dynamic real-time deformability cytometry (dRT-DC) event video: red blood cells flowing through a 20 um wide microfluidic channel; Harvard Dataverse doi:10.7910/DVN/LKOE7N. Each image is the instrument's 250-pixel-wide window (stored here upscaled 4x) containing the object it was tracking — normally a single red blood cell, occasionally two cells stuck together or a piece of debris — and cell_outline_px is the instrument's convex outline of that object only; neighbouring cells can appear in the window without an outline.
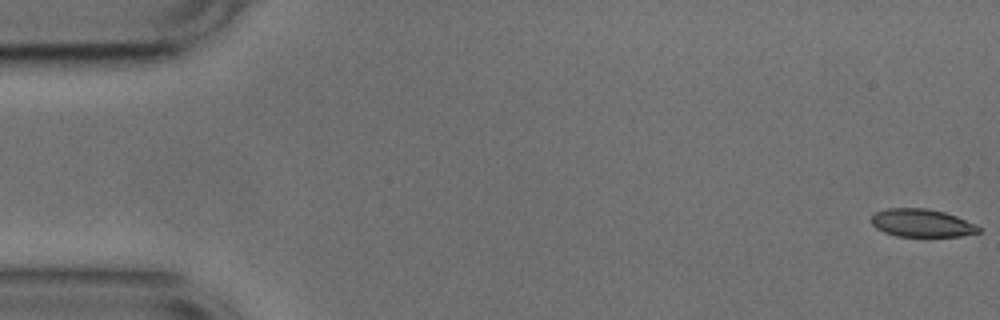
{"species": "common noctule bat (a hibernating species)", "species_latin": "Nyctalus noctula", "temperature_condition": "cold", "stored_images_in_passage": 53, "camera_frame_rate_fps": 3000, "um_per_image_px": 0.085, "animal": {"sex": "male", "body_mass_g": 17.9, "forearm_length_mm": 54.2}, "frame": {"image": 1, "passage_image": 1, "time_ms": 0.0, "image_size_px": [1000, 320], "cell_outline_px": [[980, 232], [960, 236], [896, 236], [884, 232], [876, 228], [872, 224], [872, 216], [876, 212], [888, 208], [924, 208], [944, 212], [956, 216], [976, 224], [980, 228]], "centroid_in_image_um": [78.35, 18.95], "position_along_channel_um": 6.6, "area_um2": 17.34}}
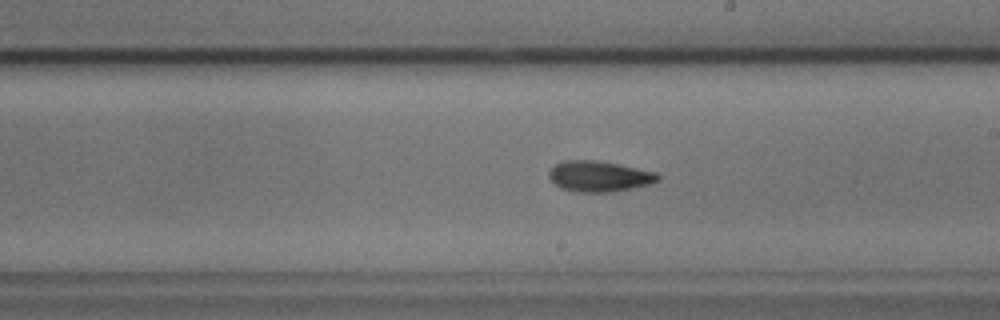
{"frame": {"image": 2, "passage_image": 30, "time_ms": 9.667, "image_size_px": [1000, 320], "cell_outline_px": [[660, 180], [652, 184], [612, 192], [576, 192], [560, 188], [548, 176], [548, 172], [556, 164], [564, 160], [596, 160], [656, 172], [660, 176]], "centroid_in_image_um": [50.94, 14.99], "position_along_channel_um": 238.1, "area_um2": 19.48}}
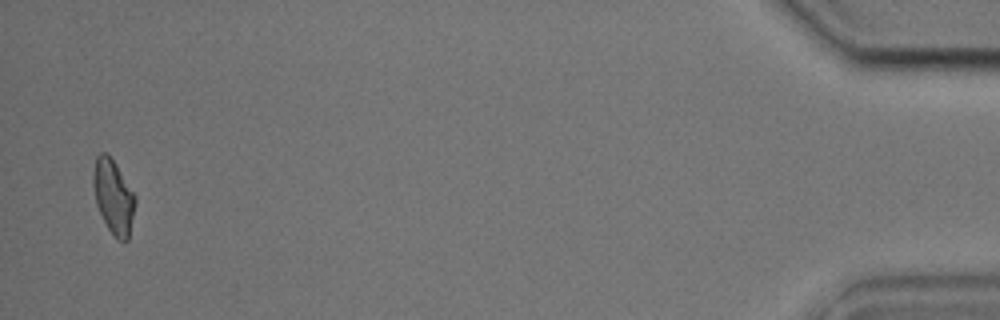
{"frame": {"image": 3, "passage_image": 52, "time_ms": 17.0, "image_size_px": [1000, 320], "cell_outline_px": [[136, 204], [128, 240], [124, 244], [116, 240], [108, 228], [96, 204], [92, 184], [92, 176], [96, 156], [100, 152], [104, 152], [116, 164], [136, 196]], "centroid_in_image_um": [9.65, 16.76], "position_along_channel_um": 425.6, "area_um2": 18.32}, "authors_computed_cell_mechanics": {"area_um2": 18.785, "velocity_mm_per_s": 3.7587, "shape_relaxation_time_tau1_ms": 4.6334, "shape_relaxation_time_tau2_ms": 4.0468, "deformation_change_tau1": 0.1247, "deformation_change_tau2": 0.1128}}